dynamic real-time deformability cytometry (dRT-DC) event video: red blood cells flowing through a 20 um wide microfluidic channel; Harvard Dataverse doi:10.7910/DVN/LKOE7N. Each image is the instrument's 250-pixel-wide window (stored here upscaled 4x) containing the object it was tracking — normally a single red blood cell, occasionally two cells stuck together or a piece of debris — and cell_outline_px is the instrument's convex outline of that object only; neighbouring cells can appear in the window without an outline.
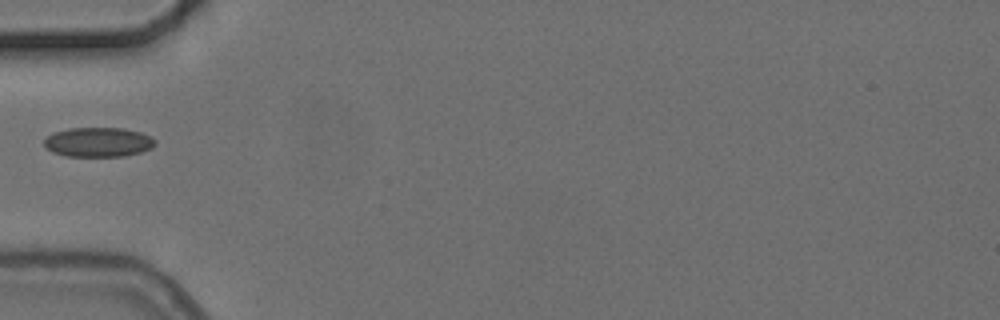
{"species": "common noctule bat (a hibernating species)", "species_latin": "Nyctalus noctula", "temperature_condition": "cold", "stored_images_in_passage": 5, "camera_frame_rate_fps": 3000, "um_per_image_px": 0.085, "animal": {"sex": "female", "body_mass_g": 24.6, "forearm_length_mm": 56.2}, "frame": {"image": 1, "passage_image": 5, "time_ms": 5.333, "image_size_px": [1000, 320], "cell_outline_px": [[156, 144], [152, 148], [140, 152], [124, 156], [64, 156], [52, 152], [44, 144], [44, 140], [48, 136], [56, 132], [68, 128], [124, 128], [140, 132], [152, 136], [156, 140]], "centroid_in_image_um": [8.39, 12.08], "position_along_channel_um": 76.6, "area_um2": 19.13}}